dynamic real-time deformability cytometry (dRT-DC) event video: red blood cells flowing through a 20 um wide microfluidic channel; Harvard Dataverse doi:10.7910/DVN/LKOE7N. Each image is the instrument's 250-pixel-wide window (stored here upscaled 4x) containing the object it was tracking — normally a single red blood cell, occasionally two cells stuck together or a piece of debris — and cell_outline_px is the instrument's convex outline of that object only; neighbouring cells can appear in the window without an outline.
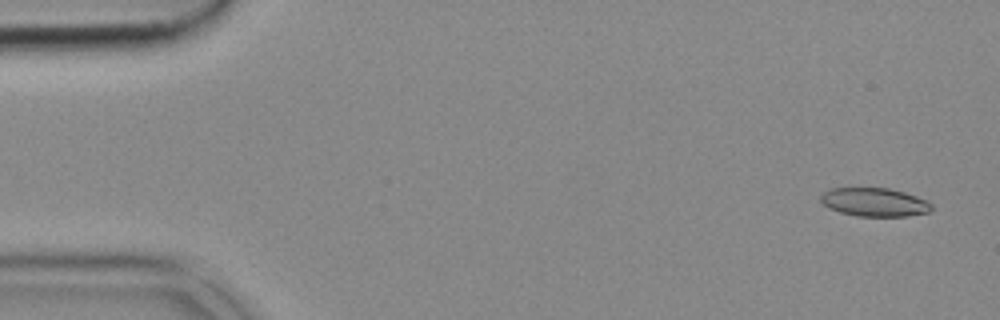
{"species": "common noctule bat (a hibernating species)", "species_latin": "Nyctalus noctula", "temperature_condition": "cold", "stored_images_in_passage": 53, "camera_frame_rate_fps": 3000, "um_per_image_px": 0.085, "animal": {"sex": "female", "body_mass_g": 18.4}, "frame": {"image": 1, "passage_image": 3, "time_ms": 0.667, "image_size_px": [1000, 320], "cell_outline_px": [[932, 208], [928, 212], [908, 216], [856, 216], [840, 212], [828, 208], [820, 200], [820, 196], [828, 188], [848, 184], [888, 188], [904, 192], [916, 196], [932, 204]], "centroid_in_image_um": [74.22, 17.12], "position_along_channel_um": 10.8, "area_um2": 19.25}}
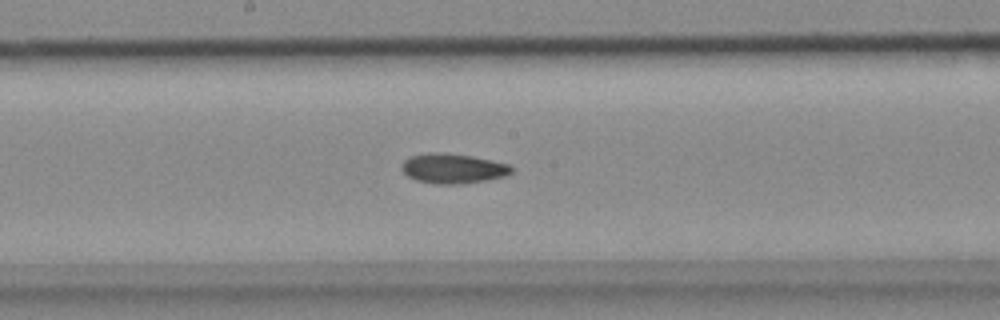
{"frame": {"image": 2, "passage_image": 28, "time_ms": 9.0, "image_size_px": [1000, 320], "cell_outline_px": [[512, 172], [504, 176], [484, 180], [460, 184], [436, 184], [416, 180], [408, 176], [400, 168], [404, 160], [412, 156], [428, 152], [440, 152], [472, 156], [508, 164], [512, 168]], "centroid_in_image_um": [38.46, 14.32], "position_along_channel_um": 209.7, "area_um2": 18.9}}
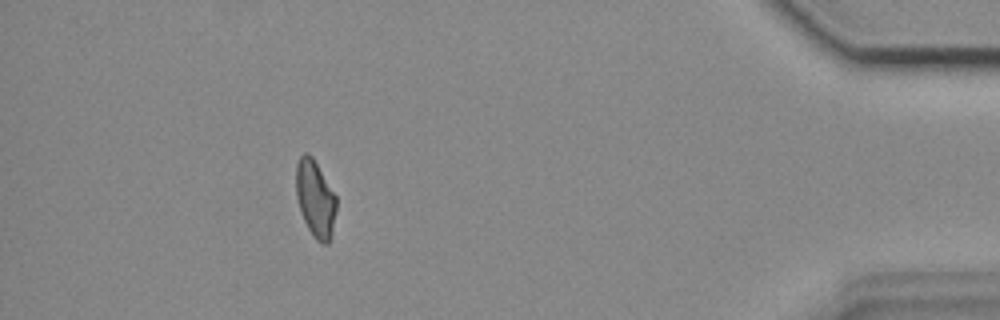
{"frame": {"image": 3, "passage_image": 48, "time_ms": 15.667, "image_size_px": [1000, 320], "cell_outline_px": [[336, 212], [332, 232], [328, 244], [320, 244], [316, 240], [308, 228], [300, 212], [296, 196], [296, 164], [300, 156], [304, 152], [308, 152], [312, 156], [336, 196]], "centroid_in_image_um": [26.79, 16.89], "position_along_channel_um": 408.4, "area_um2": 18.09}}